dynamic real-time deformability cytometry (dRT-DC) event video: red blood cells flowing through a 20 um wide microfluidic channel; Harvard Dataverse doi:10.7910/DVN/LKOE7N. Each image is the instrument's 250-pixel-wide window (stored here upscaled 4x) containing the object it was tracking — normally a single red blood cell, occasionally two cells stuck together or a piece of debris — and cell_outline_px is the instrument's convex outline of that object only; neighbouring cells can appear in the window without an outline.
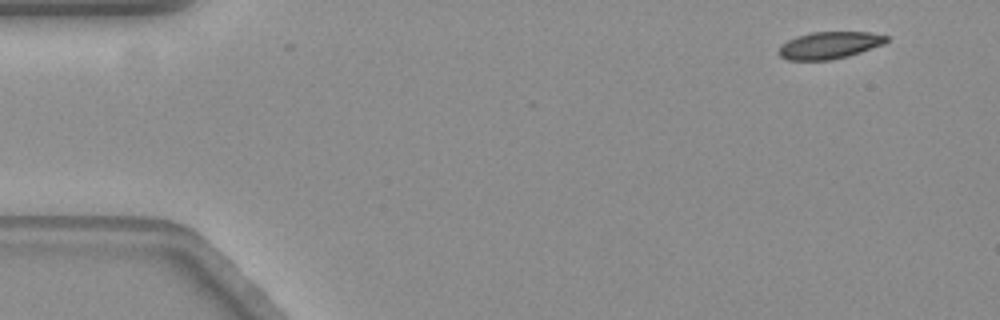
{"species": "common noctule bat (a hibernating species)", "species_latin": "Nyctalus noctula", "temperature_condition": "warm", "stored_images_in_passage": 55, "camera_frame_rate_fps": 3000, "um_per_image_px": 0.085, "animal": {"sex": "female", "body_mass_g": 19.3, "forearm_length_mm": 54.1}, "frame": {"image": 1, "passage_image": 1, "time_ms": 0.0, "image_size_px": [1000, 320], "cell_outline_px": [[888, 40], [884, 44], [848, 56], [828, 60], [788, 60], [780, 56], [776, 52], [780, 44], [796, 36], [812, 32], [872, 32], [888, 36]], "centroid_in_image_um": [70.47, 3.84], "position_along_channel_um": 14.5, "area_um2": 17.11}}
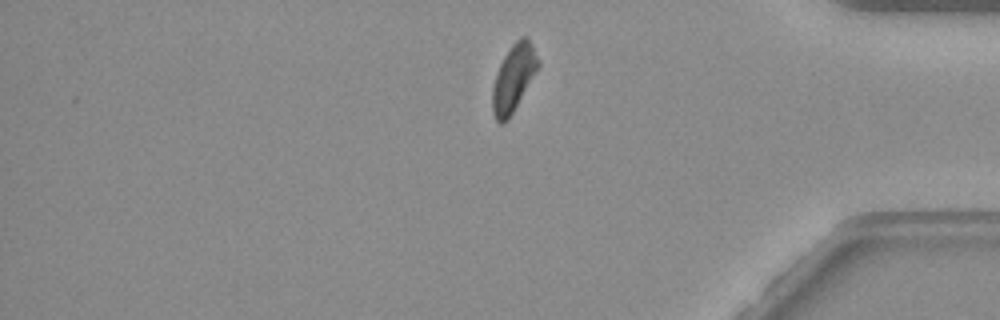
{"frame": {"image": 2, "passage_image": 45, "time_ms": 14.667, "image_size_px": [1000, 320], "cell_outline_px": [[540, 68], [508, 120], [504, 124], [500, 124], [496, 120], [492, 112], [492, 88], [500, 64], [504, 56], [512, 44], [520, 36], [528, 36], [540, 60]], "centroid_in_image_um": [43.68, 6.63], "position_along_channel_um": 391.5, "area_um2": 18.15}}
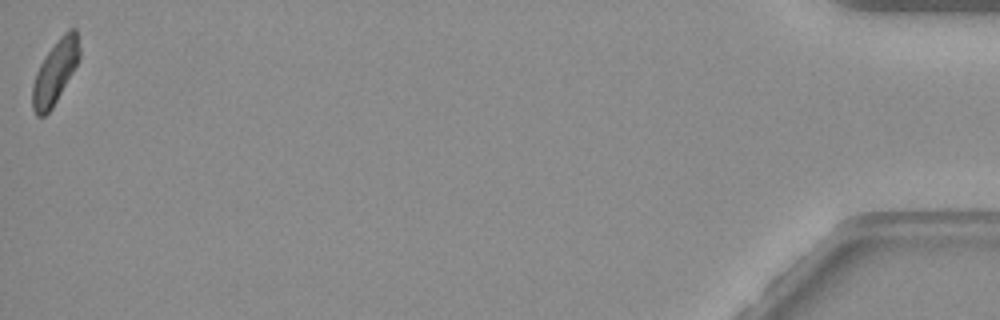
{"frame": {"image": 3, "passage_image": 55, "time_ms": 18.0, "image_size_px": [1000, 320], "cell_outline_px": [[80, 56], [72, 72], [52, 108], [44, 116], [36, 116], [32, 108], [32, 84], [36, 72], [44, 56], [60, 36], [68, 28], [76, 28], [80, 52]], "centroid_in_image_um": [4.66, 6.11], "position_along_channel_um": 430.5, "area_um2": 17.22}, "authors_computed_cell_mechanics": {"area_um2": 18.3226, "velocity_mm_per_s": 3.5117, "shape_relaxation_time_tau1_ms": null, "shape_relaxation_time_tau2_ms": 1.7737, "deformation_change_tau1": null, "deformation_change_tau2": 0.0791}}